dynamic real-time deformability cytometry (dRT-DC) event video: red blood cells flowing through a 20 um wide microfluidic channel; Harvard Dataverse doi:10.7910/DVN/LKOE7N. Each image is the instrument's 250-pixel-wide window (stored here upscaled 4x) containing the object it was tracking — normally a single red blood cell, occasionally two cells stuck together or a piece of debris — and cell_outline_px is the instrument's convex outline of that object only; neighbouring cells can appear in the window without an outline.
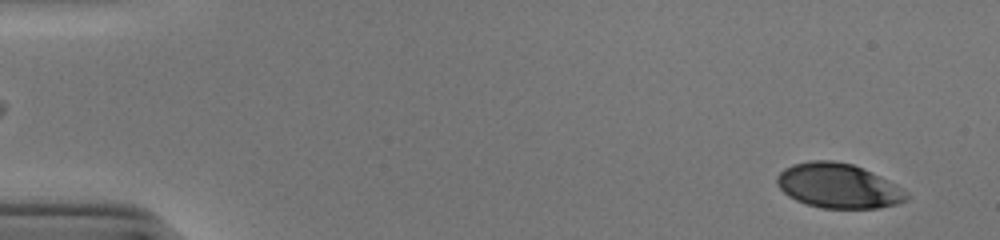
{"species": "human", "species_latin": "Homo sapiens", "temperature_condition": "cold", "stored_images_in_passage": 53, "camera_frame_rate_fps": 3000, "um_per_image_px": 0.085, "donor": {"sex": "male"}, "frame": {"image": 1, "passage_image": 3, "time_ms": 0.667, "image_size_px": [1000, 240], "cell_outline_px": [[908, 200], [896, 204], [880, 208], [820, 208], [796, 200], [788, 196], [776, 184], [776, 176], [784, 168], [792, 164], [812, 160], [832, 160], [852, 164], [880, 176], [904, 188], [908, 192]], "centroid_in_image_um": [71.26, 15.79], "position_along_channel_um": 13.7, "area_um2": 33.87}}
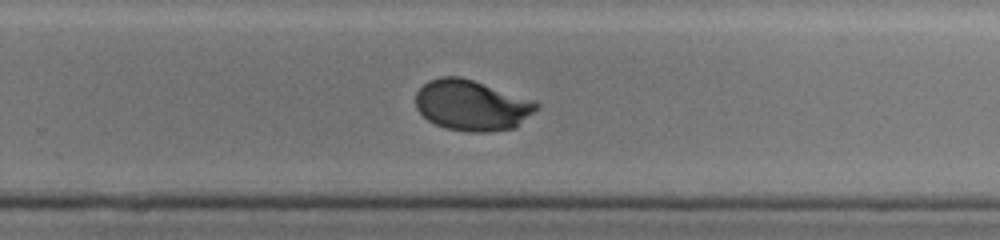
{"frame": {"image": 2, "passage_image": 35, "time_ms": 11.333, "image_size_px": [1000, 240], "cell_outline_px": [[540, 104], [516, 128], [488, 132], [468, 132], [444, 128], [428, 120], [416, 108], [416, 92], [428, 80], [440, 76], [460, 76], [536, 100]], "centroid_in_image_um": [40.1, 8.95], "position_along_channel_um": 289.7, "area_um2": 35.78}}
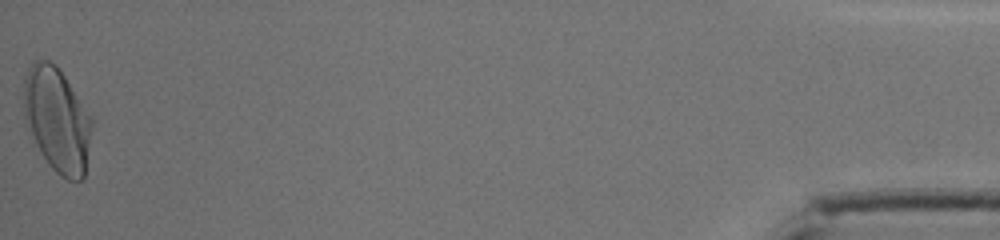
{"frame": {"image": 3, "passage_image": 53, "time_ms": 17.333, "image_size_px": [1000, 240], "cell_outline_px": [[92, 128], [84, 180], [68, 180], [60, 176], [52, 168], [32, 144], [28, 136], [24, 120], [24, 76], [32, 60], [48, 60], [56, 64], [92, 116]], "centroid_in_image_um": [4.82, 10.19], "position_along_channel_um": 430.4, "area_um2": 42.37}, "authors_computed_cell_mechanics": {"area_um2": 35.547, "velocity_mm_per_s": 3.8666, "shape_relaxation_time_tau1_ms": 4.408, "shape_relaxation_time_tau2_ms": null, "deformation_change_tau1": 0.1759, "deformation_change_tau2": null}}